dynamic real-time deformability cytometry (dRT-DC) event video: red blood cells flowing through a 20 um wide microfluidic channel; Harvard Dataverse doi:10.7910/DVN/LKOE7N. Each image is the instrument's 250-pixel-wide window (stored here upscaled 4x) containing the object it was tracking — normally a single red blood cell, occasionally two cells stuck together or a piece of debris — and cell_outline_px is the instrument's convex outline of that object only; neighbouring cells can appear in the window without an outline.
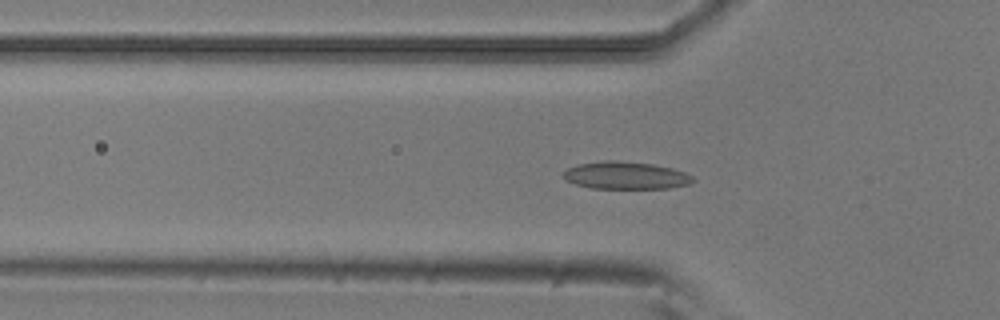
{"species": "common noctule bat (a hibernating species)", "species_latin": "Nyctalus noctula", "temperature_condition": "room temperature", "stored_images_in_passage": 54, "segment_of_instrument_passage": [1, 2], "camera_frame_rate_fps": 3000, "um_per_image_px": 0.085, "animal": {"sex": "male", "body_mass_g": 20.5, "forearm_length_mm": 52.5}, "frame": {"image": 1, "passage_image": 17, "time_ms": 5.333, "image_size_px": [1000, 320], "cell_outline_px": [[696, 180], [688, 184], [668, 188], [592, 188], [576, 184], [564, 180], [564, 172], [568, 168], [580, 164], [608, 160], [612, 160], [652, 164], [672, 168], [684, 172], [692, 176]], "centroid_in_image_um": [53.2, 14.91], "position_along_channel_um": 72.6, "area_um2": 20.46}}
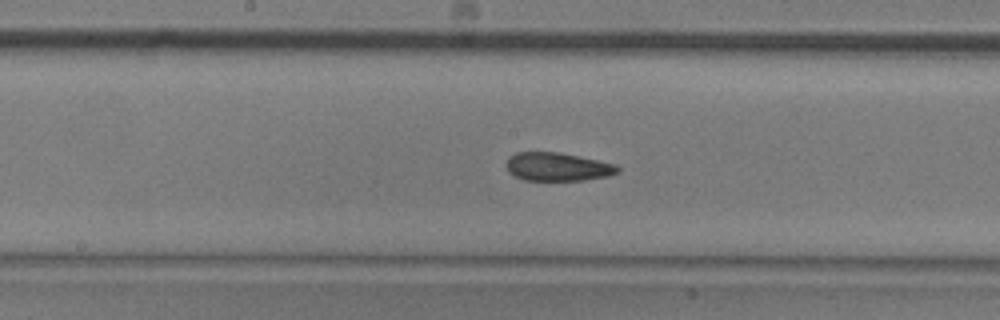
{"frame": {"image": 2, "passage_image": 27, "time_ms": 8.667, "image_size_px": [1000, 320], "cell_outline_px": [[620, 172], [608, 176], [584, 180], [524, 180], [508, 172], [508, 156], [516, 152], [560, 152], [616, 164], [620, 168]], "centroid_in_image_um": [47.42, 14.17], "position_along_channel_um": 200.8, "area_um2": 18.38}}
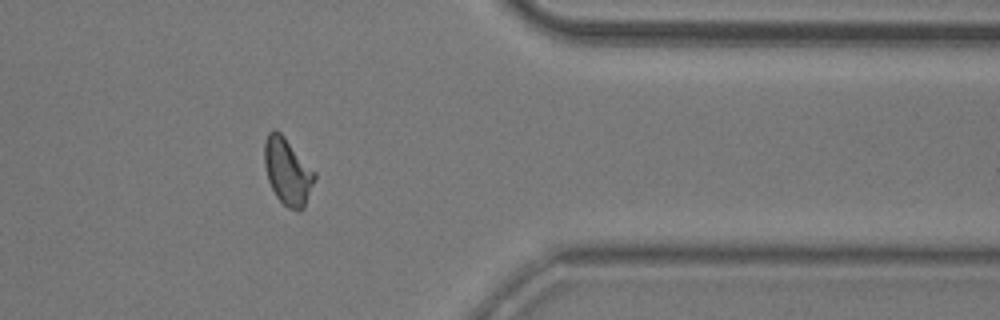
{"frame": {"image": 3, "passage_image": 43, "time_ms": 14.0, "image_size_px": [1000, 320], "cell_outline_px": [[316, 180], [304, 208], [300, 212], [296, 212], [288, 208], [276, 196], [268, 180], [264, 164], [264, 140], [268, 132], [272, 128], [276, 128], [284, 136], [316, 172]], "centroid_in_image_um": [24.45, 14.57], "position_along_channel_um": 386.9, "area_um2": 19.88}}